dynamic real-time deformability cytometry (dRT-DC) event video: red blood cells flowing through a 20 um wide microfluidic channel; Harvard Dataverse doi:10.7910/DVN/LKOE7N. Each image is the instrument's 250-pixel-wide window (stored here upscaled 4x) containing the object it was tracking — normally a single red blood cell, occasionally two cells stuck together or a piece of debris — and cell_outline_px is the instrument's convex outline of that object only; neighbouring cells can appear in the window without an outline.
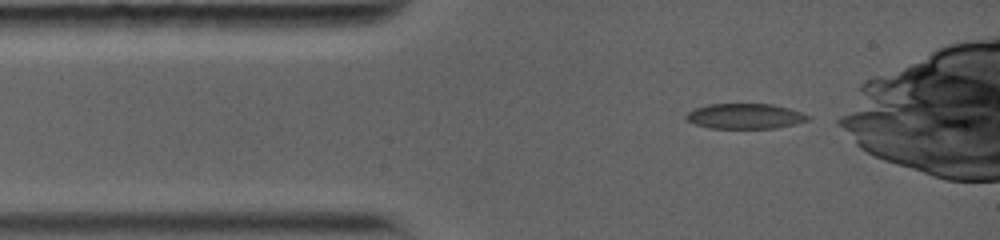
{"species": "common noctule bat (a hibernating species)", "species_latin": "Nyctalus noctula", "temperature_condition": "warm", "stored_images_in_passage": 18, "camera_frame_rate_fps": 5000, "um_per_image_px": 0.085, "animal": {"sex": "female", "body_mass_g": 19.0, "forearm_length_mm": 56.7}, "frame": {"image": 1, "passage_image": 1, "time_ms": 0.0, "image_size_px": [1000, 240], "cell_outline_px": [[812, 116], [808, 120], [796, 124], [776, 128], [708, 128], [696, 124], [688, 120], [684, 116], [692, 108], [708, 104], [772, 104], [788, 108]], "centroid_in_image_um": [63.32, 9.87], "position_along_channel_um": 21.7, "area_um2": 17.98}}
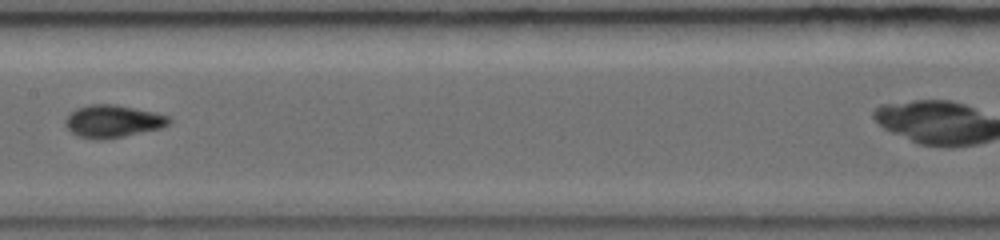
{"frame": {"image": 2, "passage_image": 8, "time_ms": 5.2, "image_size_px": [1000, 240], "cell_outline_px": [[172, 120], [164, 128], [104, 140], [100, 140], [76, 136], [64, 124], [64, 120], [68, 112], [76, 108], [88, 104], [116, 104], [152, 112], [168, 116]], "centroid_in_image_um": [9.55, 10.31], "position_along_channel_um": 197.8, "area_um2": 19.88}}
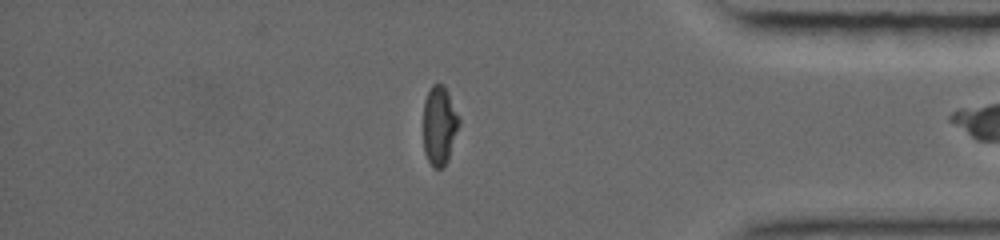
{"frame": {"image": 3, "passage_image": 17, "time_ms": 10.8, "image_size_px": [1000, 240], "cell_outline_px": [[460, 124], [448, 160], [440, 168], [436, 168], [428, 160], [424, 152], [424, 100], [432, 84], [444, 84], [460, 116]], "centroid_in_image_um": [37.37, 10.63], "position_along_channel_um": 397.8, "area_um2": 16.47}}